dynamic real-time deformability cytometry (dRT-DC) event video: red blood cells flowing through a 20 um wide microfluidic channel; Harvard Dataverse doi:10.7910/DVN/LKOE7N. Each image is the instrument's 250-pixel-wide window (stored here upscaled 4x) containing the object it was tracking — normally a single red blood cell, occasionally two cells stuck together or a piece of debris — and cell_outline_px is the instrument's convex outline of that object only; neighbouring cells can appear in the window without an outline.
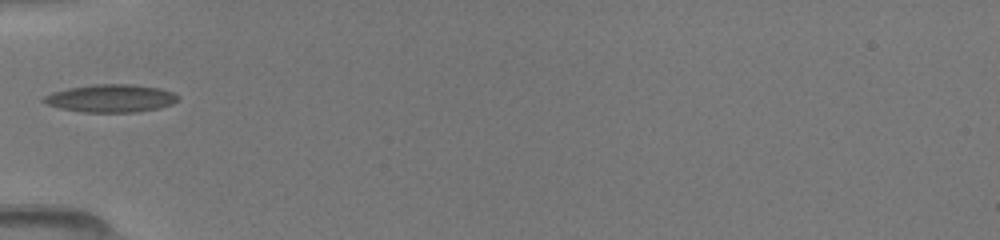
{"species": "common noctule bat (a hibernating species)", "species_latin": "Nyctalus noctula", "temperature_condition": "room temperature", "stored_images_in_passage": 27, "camera_frame_rate_fps": 3000, "um_per_image_px": 0.085, "animal": {"sex": "female", "body_mass_g": 19.5, "forearm_length_mm": 54.1}, "frame": {"image": 1, "passage_image": 10, "time_ms": 5.333, "image_size_px": [1000, 240], "cell_outline_px": [[180, 96], [172, 104], [160, 108], [136, 112], [80, 112], [60, 108], [48, 104], [40, 100], [44, 96], [52, 92], [68, 88], [92, 84], [132, 84], [160, 88], [172, 92]], "centroid_in_image_um": [9.41, 8.35], "position_along_channel_um": 75.6, "area_um2": 21.85}}
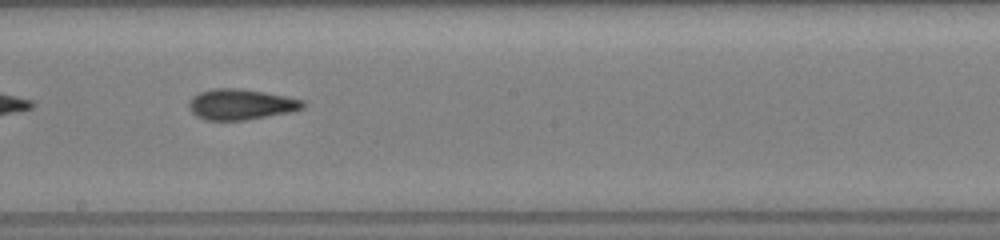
{"frame": {"image": 2, "passage_image": 16, "time_ms": 9.0, "image_size_px": [1000, 240], "cell_outline_px": [[304, 108], [288, 112], [244, 120], [204, 120], [196, 116], [188, 108], [188, 104], [192, 96], [200, 92], [212, 88], [240, 88], [288, 96], [304, 100]], "centroid_in_image_um": [20.44, 8.86], "position_along_channel_um": 227.8, "area_um2": 20.4}}
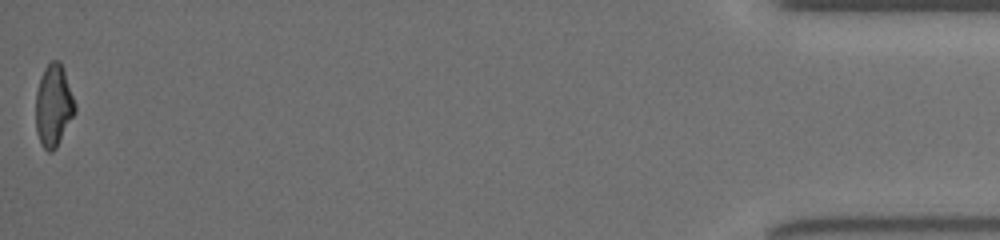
{"frame": {"image": 3, "passage_image": 27, "time_ms": 16.0, "image_size_px": [1000, 240], "cell_outline_px": [[76, 112], [56, 148], [52, 152], [48, 152], [40, 144], [36, 132], [36, 92], [40, 76], [44, 68], [52, 60], [60, 60], [76, 104]], "centroid_in_image_um": [4.55, 8.99], "position_along_channel_um": 430.7, "area_um2": 18.9}}